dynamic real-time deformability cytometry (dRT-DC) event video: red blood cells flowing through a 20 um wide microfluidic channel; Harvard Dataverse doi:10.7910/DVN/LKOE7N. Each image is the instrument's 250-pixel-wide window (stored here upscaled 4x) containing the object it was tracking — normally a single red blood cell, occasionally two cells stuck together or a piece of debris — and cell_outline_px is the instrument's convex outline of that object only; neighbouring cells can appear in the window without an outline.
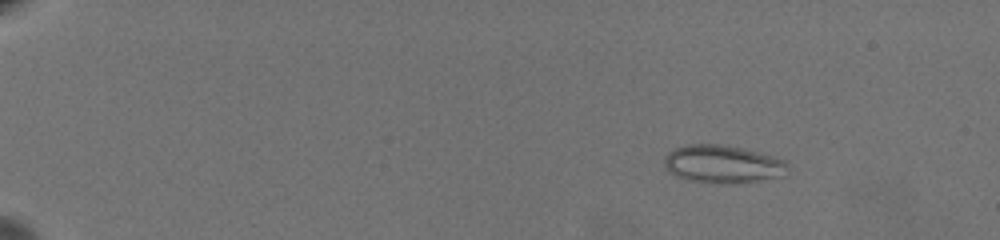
{"species": "common noctule bat (a hibernating species)", "species_latin": "Nyctalus noctula", "temperature_condition": "warm", "stored_images_in_passage": 58, "camera_frame_rate_fps": 3000, "um_per_image_px": 0.085, "animal": {"sex": "female", "body_mass_g": 19.5, "forearm_length_mm": 54.1}, "frame": {"image": 1, "passage_image": 5, "time_ms": 1.333, "image_size_px": [1000, 240], "cell_outline_px": [[784, 164], [776, 176], [756, 180], [692, 180], [680, 176], [672, 172], [664, 164], [664, 160], [668, 152], [676, 148], [692, 144], [716, 144], [740, 148], [772, 156], [784, 160]], "centroid_in_image_um": [61.31, 13.87], "position_along_channel_um": 23.7, "area_um2": 24.8}}
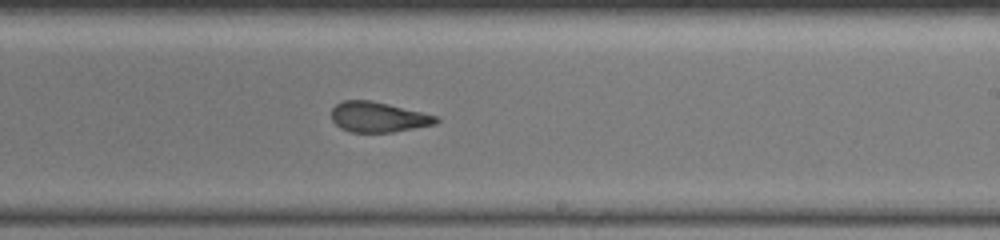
{"frame": {"image": 2, "passage_image": 37, "time_ms": 12.0, "image_size_px": [1000, 240], "cell_outline_px": [[440, 120], [432, 124], [392, 132], [352, 132], [340, 128], [332, 120], [332, 108], [336, 104], [344, 100], [368, 100], [388, 104], [436, 116]], "centroid_in_image_um": [32.08, 9.95], "position_along_channel_um": 256.9, "area_um2": 18.03}}
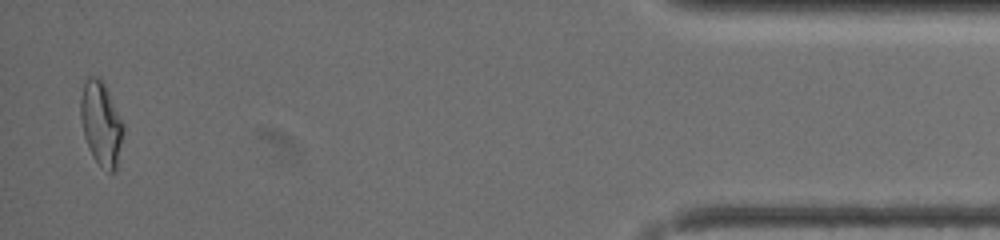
{"frame": {"image": 3, "passage_image": 57, "time_ms": 18.667, "image_size_px": [1000, 240], "cell_outline_px": [[124, 128], [116, 172], [108, 172], [92, 156], [88, 148], [84, 136], [80, 116], [80, 100], [84, 84], [88, 76], [100, 76], [124, 124]], "centroid_in_image_um": [8.59, 10.51], "position_along_channel_um": 426.6, "area_um2": 20.81}, "authors_computed_cell_mechanics": {"area_um2": 19.5364, "velocity_mm_per_s": 3.5321, "shape_relaxation_time_tau1_ms": null, "shape_relaxation_time_tau2_ms": 1.5801, "deformation_change_tau1": null, "deformation_change_tau2": 0.0961}}